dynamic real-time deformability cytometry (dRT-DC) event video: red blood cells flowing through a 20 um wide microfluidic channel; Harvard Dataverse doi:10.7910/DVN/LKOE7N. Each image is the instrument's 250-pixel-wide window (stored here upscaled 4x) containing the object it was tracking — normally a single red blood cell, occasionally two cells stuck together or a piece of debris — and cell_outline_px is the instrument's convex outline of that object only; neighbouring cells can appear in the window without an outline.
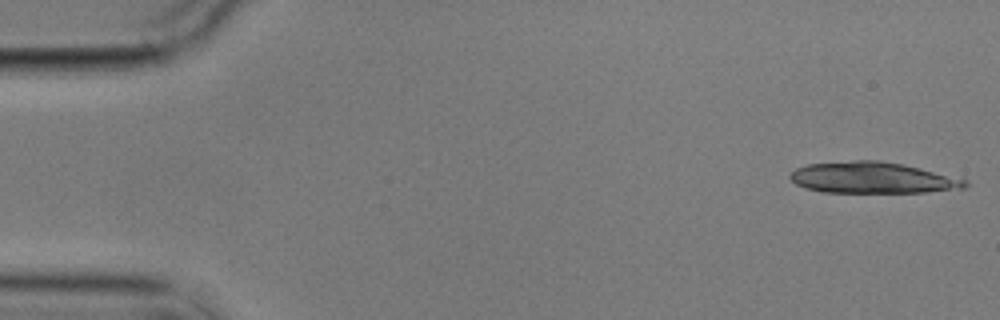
{"species": "common noctule bat (a hibernating species)", "species_latin": "Nyctalus noctula", "temperature_condition": "cold", "stored_images_in_passage": 6, "camera_frame_rate_fps": 3000, "um_per_image_px": 0.085, "animal": {"sex": "male", "body_mass_g": 17.9}, "frame": {"image": 1, "passage_image": 1, "time_ms": 0.0, "image_size_px": [1000, 320], "cell_outline_px": [[968, 188], [924, 192], [824, 192], [804, 188], [796, 184], [788, 176], [796, 168], [808, 164], [852, 160], [876, 160], [900, 164], [968, 180]], "centroid_in_image_um": [74.13, 15.11], "position_along_channel_um": 10.9, "area_um2": 31.56}}